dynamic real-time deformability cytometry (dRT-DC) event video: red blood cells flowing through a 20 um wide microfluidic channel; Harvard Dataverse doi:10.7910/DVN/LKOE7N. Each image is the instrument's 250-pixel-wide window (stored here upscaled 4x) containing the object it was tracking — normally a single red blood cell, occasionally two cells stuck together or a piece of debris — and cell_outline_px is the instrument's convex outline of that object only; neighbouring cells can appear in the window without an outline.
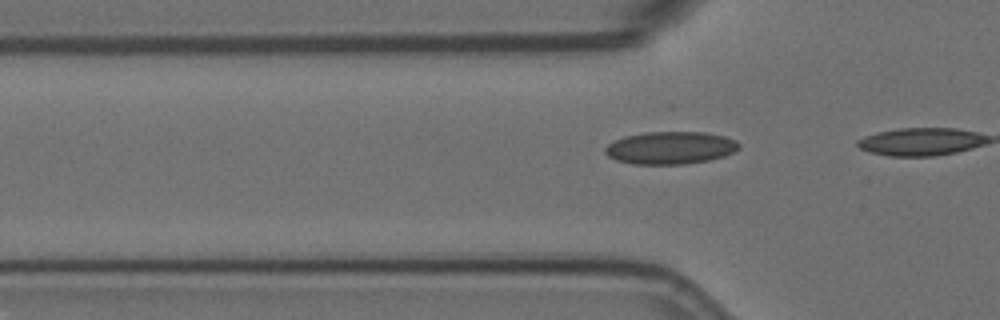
{"species": "Egyptian fruit bat (a non-hibernating species)", "species_latin": "Rousettus aegyptiacus", "temperature_condition": "room temperature", "stored_images_in_passage": 12, "camera_frame_rate_fps": 3000, "um_per_image_px": 0.085, "animal": {"sex": "female"}, "frame": {"image": 1, "passage_image": 9, "time_ms": 2.667, "image_size_px": [1000, 320], "cell_outline_px": [[740, 148], [724, 156], [708, 160], [684, 164], [632, 164], [616, 160], [608, 156], [604, 152], [604, 148], [608, 144], [624, 136], [644, 132], [704, 132], [724, 136], [736, 140], [740, 144]], "centroid_in_image_um": [56.97, 12.56], "position_along_channel_um": 68.8, "area_um2": 25.43}}